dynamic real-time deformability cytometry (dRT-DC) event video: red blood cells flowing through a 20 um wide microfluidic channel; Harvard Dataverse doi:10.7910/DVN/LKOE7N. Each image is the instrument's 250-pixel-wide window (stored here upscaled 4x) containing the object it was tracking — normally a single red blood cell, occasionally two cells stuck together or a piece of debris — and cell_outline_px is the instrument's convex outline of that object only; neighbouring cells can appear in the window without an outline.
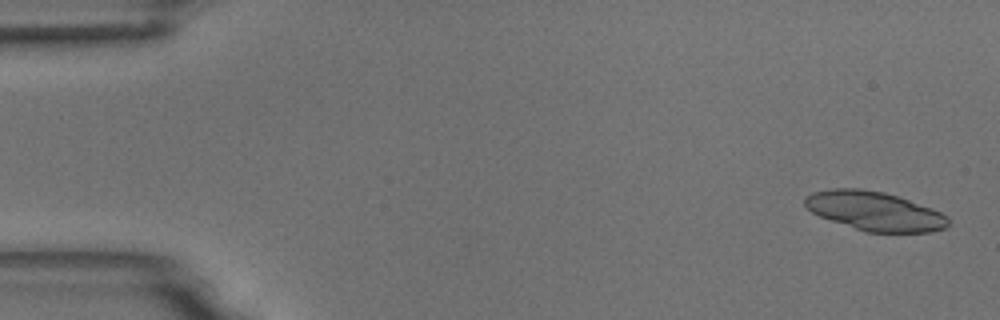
{"species": "common noctule bat (a hibernating species)", "species_latin": "Nyctalus noctula", "temperature_condition": "room temperature", "stored_images_in_passage": 55, "segment_of_instrument_passage": [1, 2], "camera_frame_rate_fps": 3000, "um_per_image_px": 0.085, "animal": {"sex": "male", "body_mass_g": 18.8}, "frame": {"image": 1, "passage_image": 2, "time_ms": 0.333, "image_size_px": [1000, 320], "cell_outline_px": [[948, 224], [944, 228], [928, 232], [864, 232], [820, 216], [812, 212], [804, 204], [804, 196], [812, 192], [832, 188], [860, 188], [884, 192], [932, 208], [948, 216]], "centroid_in_image_um": [74.31, 17.93], "position_along_channel_um": 10.7, "area_um2": 32.48}}